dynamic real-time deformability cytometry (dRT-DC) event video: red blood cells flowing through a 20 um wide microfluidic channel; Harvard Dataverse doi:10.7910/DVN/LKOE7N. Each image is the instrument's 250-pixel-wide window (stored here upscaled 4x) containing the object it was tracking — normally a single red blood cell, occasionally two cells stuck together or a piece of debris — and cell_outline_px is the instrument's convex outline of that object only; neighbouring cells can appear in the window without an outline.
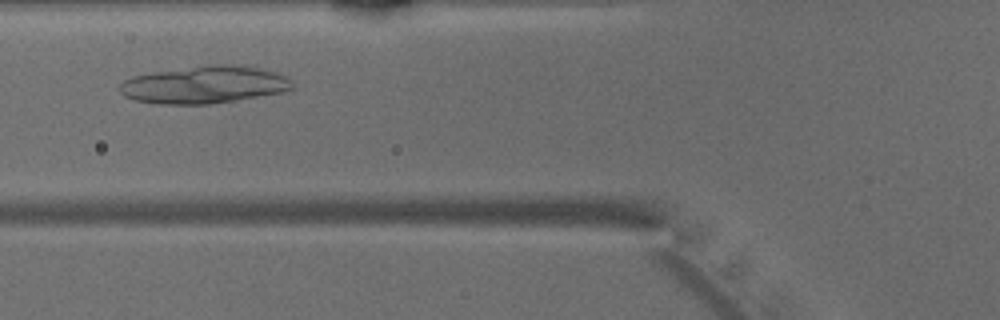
{"species": "common noctule bat (a hibernating species)", "species_latin": "Nyctalus noctula", "temperature_condition": "warm", "stored_images_in_passage": 38, "camera_frame_rate_fps": 3000, "um_per_image_px": 0.085, "animal": {"sex": "male", "body_mass_g": 15.6}, "frame": {"image": 1, "passage_image": 9, "time_ms": 2.667, "image_size_px": [1000, 320], "cell_outline_px": [[292, 88], [280, 92], [236, 100], [208, 104], [160, 104], [136, 100], [124, 96], [120, 92], [120, 84], [124, 80], [132, 76], [152, 72], [212, 64], [244, 64], [276, 72], [284, 76], [292, 84]], "centroid_in_image_um": [17.34, 7.19], "position_along_channel_um": 108.5, "area_um2": 37.45}}
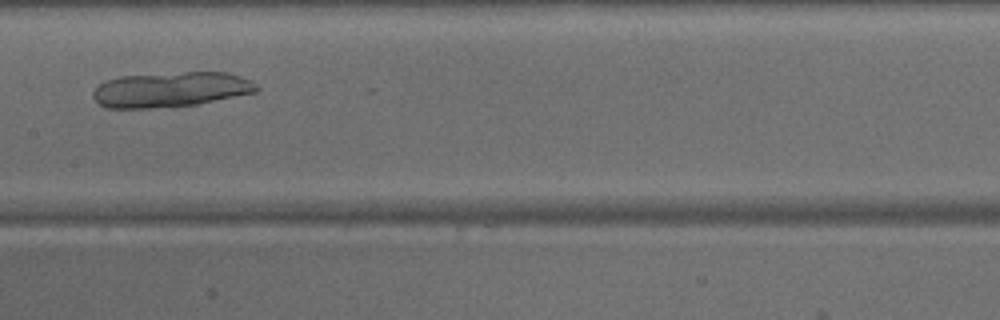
{"frame": {"image": 2, "passage_image": 15, "time_ms": 4.667, "image_size_px": [1000, 320], "cell_outline_px": [[260, 88], [256, 92], [196, 104], [152, 108], [104, 108], [92, 96], [92, 92], [100, 84], [108, 80], [120, 76], [184, 72], [228, 72], [252, 80]], "centroid_in_image_um": [14.53, 7.6], "position_along_channel_um": 192.9, "area_um2": 33.35}}
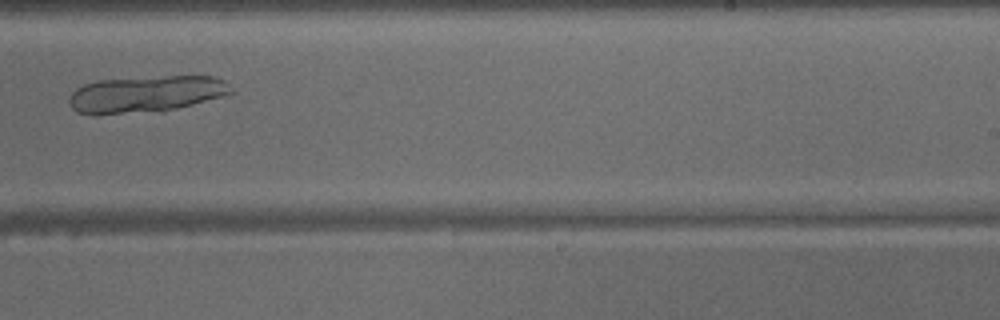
{"frame": {"image": 3, "passage_image": 21, "time_ms": 6.667, "image_size_px": [1000, 320], "cell_outline_px": [[236, 92], [224, 96], [160, 112], [92, 116], [76, 112], [72, 108], [68, 100], [72, 92], [76, 88], [84, 84], [96, 80], [164, 76], [216, 76], [224, 80]], "centroid_in_image_um": [12.37, 8.02], "position_along_channel_um": 276.6, "area_um2": 35.32}}